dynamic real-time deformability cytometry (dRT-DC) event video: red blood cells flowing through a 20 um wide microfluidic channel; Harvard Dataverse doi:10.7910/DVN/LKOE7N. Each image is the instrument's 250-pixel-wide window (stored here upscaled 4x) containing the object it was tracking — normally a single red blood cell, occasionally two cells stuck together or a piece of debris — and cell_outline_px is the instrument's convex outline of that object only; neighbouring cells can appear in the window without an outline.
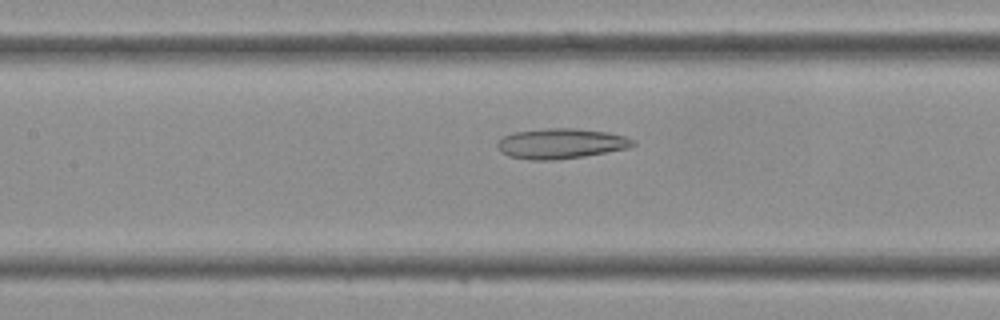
{"species": "Egyptian fruit bat (a non-hibernating species)", "species_latin": "Rousettus aegyptiacus", "temperature_condition": "cold", "stored_images_in_passage": 37, "camera_frame_rate_fps": 3000, "um_per_image_px": 0.085, "frame": {"image": 1, "passage_image": 14, "time_ms": 4.333, "image_size_px": [1000, 320], "cell_outline_px": [[636, 144], [628, 148], [584, 156], [556, 160], [528, 160], [508, 156], [500, 152], [496, 144], [504, 136], [516, 132], [548, 128], [572, 128], [608, 132], [624, 136], [636, 140]], "centroid_in_image_um": [47.68, 12.21], "position_along_channel_um": 159.7, "area_um2": 23.87}}
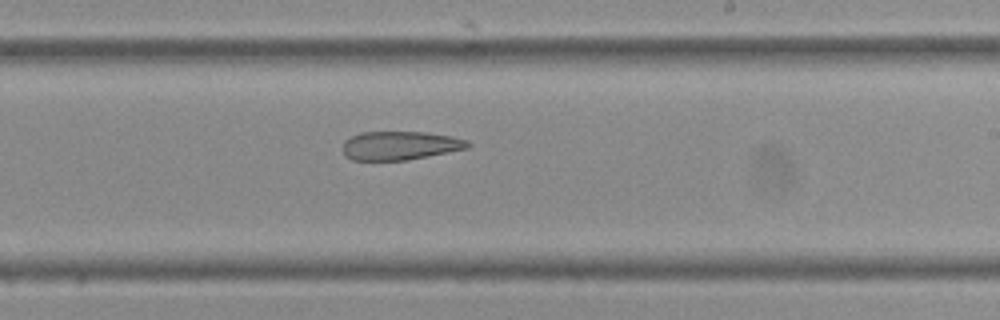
{"frame": {"image": 2, "passage_image": 20, "time_ms": 6.333, "image_size_px": [1000, 320], "cell_outline_px": [[472, 144], [468, 148], [408, 160], [352, 160], [344, 156], [344, 140], [360, 132], [424, 132], [452, 136], [468, 140]], "centroid_in_image_um": [34.02, 12.37], "position_along_channel_um": 255.0, "area_um2": 20.92}}
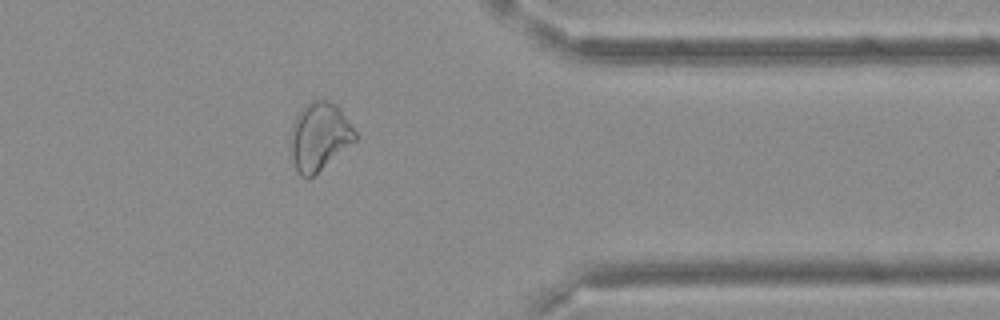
{"frame": {"image": 3, "passage_image": 29, "time_ms": 9.333, "image_size_px": [1000, 320], "cell_outline_px": [[356, 140], [312, 176], [300, 176], [296, 168], [292, 156], [292, 128], [296, 116], [312, 100], [324, 100], [336, 104], [340, 108], [356, 132]], "centroid_in_image_um": [27.17, 11.58], "position_along_channel_um": 384.2, "area_um2": 24.68}}